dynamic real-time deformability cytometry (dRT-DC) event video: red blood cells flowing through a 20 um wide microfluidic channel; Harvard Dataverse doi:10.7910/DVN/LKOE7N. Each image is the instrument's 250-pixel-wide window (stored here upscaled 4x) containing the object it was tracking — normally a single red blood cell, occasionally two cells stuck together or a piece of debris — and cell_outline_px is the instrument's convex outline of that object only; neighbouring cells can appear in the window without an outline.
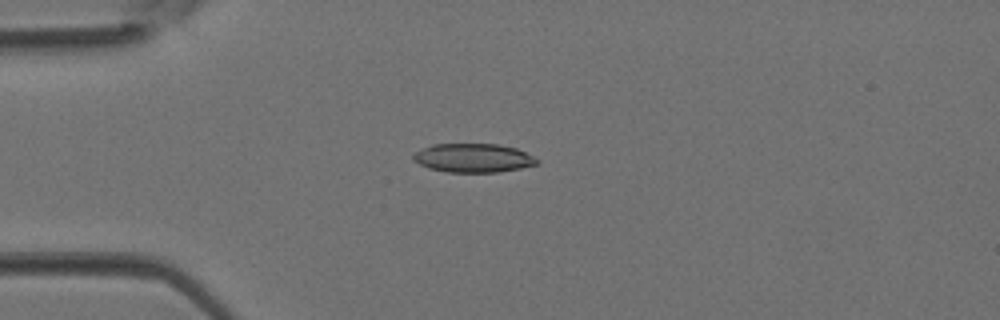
{"species": "Egyptian fruit bat (a non-hibernating species)", "species_latin": "Rousettus aegyptiacus", "temperature_condition": "room temperature", "stored_images_in_passage": 4, "camera_frame_rate_fps": 3000, "um_per_image_px": 0.085, "animal": {"sex": "female"}, "frame": {"image": 1, "passage_image": 3, "time_ms": 0.667, "image_size_px": [1000, 320], "cell_outline_px": [[540, 164], [520, 168], [496, 172], [448, 172], [428, 168], [412, 160], [412, 156], [416, 152], [432, 144], [500, 144], [516, 148], [540, 160]], "centroid_in_image_um": [40.24, 13.43], "position_along_channel_um": 44.8, "area_um2": 20.75}}
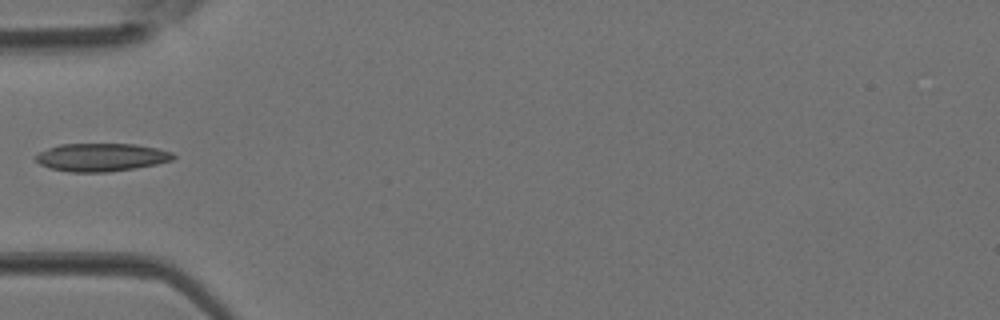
{"frame": {"image": 2, "passage_image": 4, "time_ms": 1.0, "image_size_px": [1000, 320], "cell_outline_px": [[176, 156], [172, 160], [156, 164], [136, 168], [108, 172], [68, 172], [48, 168], [40, 164], [36, 160], [36, 156], [40, 152], [48, 148], [60, 144], [136, 144], [156, 148], [172, 152]], "centroid_in_image_um": [8.61, 13.37], "position_along_channel_um": 76.4, "area_um2": 22.48}}